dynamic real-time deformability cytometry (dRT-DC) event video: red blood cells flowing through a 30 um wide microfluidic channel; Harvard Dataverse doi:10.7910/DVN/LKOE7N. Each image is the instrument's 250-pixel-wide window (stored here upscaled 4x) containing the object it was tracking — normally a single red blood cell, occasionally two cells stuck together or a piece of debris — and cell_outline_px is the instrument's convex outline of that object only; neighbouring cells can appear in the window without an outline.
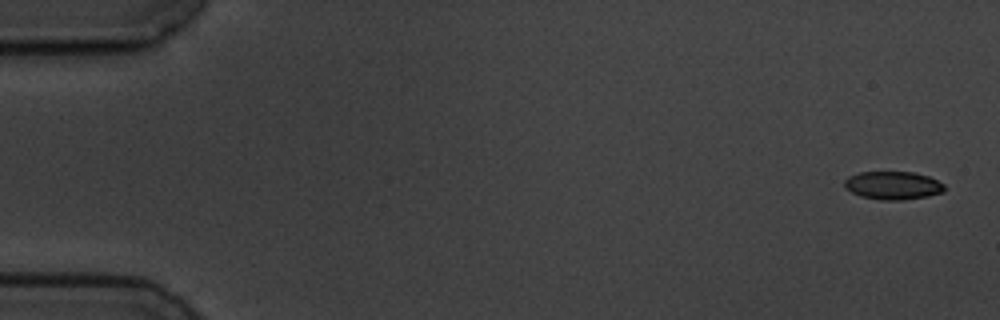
{"species": "common noctule bat (a hibernating species)", "species_latin": "Nyctalus noctula", "temperature_condition": "cold", "stored_images_in_passage": 10, "camera_frame_rate_fps": 3000, "um_per_image_px": 0.085, "animal": {"sex": "male", "body_mass_g": 19.5, "forearm_length_mm": 54.6}, "frame": {"image": 1, "passage_image": 1, "time_ms": 0.0, "image_size_px": [1000, 320], "cell_outline_px": [[944, 192], [928, 196], [904, 200], [880, 200], [860, 196], [844, 188], [844, 180], [848, 176], [860, 172], [912, 172], [928, 176], [944, 184]], "centroid_in_image_um": [75.88, 15.77], "position_along_channel_um": 9.1, "area_um2": 16.47}}
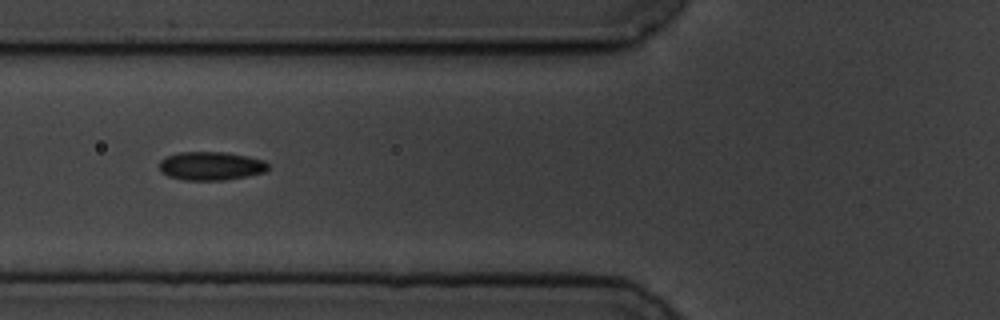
{"frame": {"image": 2, "passage_image": 6, "time_ms": 6.667, "image_size_px": [1000, 320], "cell_outline_px": [[268, 168], [264, 172], [248, 176], [224, 180], [184, 180], [168, 176], [160, 172], [160, 160], [168, 156], [180, 152], [224, 152], [248, 156], [264, 160], [268, 164]], "centroid_in_image_um": [17.93, 14.11], "position_along_channel_um": 107.9, "area_um2": 18.09}}
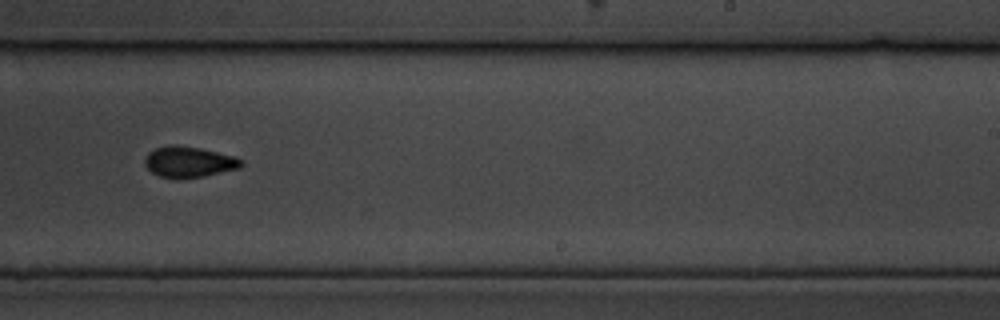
{"frame": {"image": 3, "passage_image": 10, "time_ms": 11.333, "image_size_px": [1000, 320], "cell_outline_px": [[244, 164], [240, 168], [204, 176], [176, 180], [160, 176], [152, 172], [144, 164], [144, 160], [148, 152], [156, 148], [168, 144], [176, 144], [200, 148], [236, 156], [244, 160]], "centroid_in_image_um": [16.07, 13.76], "position_along_channel_um": 272.9, "area_um2": 17.74}}